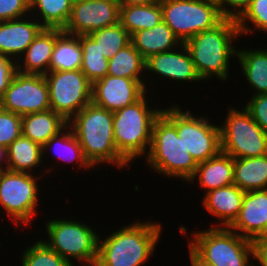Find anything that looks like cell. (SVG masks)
Listing matches in <instances>:
<instances>
[{"instance_id":"1","label":"cell","mask_w":267,"mask_h":266,"mask_svg":"<svg viewBox=\"0 0 267 266\" xmlns=\"http://www.w3.org/2000/svg\"><path fill=\"white\" fill-rule=\"evenodd\" d=\"M159 222L136 220L101 240L96 266H142L153 256L160 240Z\"/></svg>"},{"instance_id":"2","label":"cell","mask_w":267,"mask_h":266,"mask_svg":"<svg viewBox=\"0 0 267 266\" xmlns=\"http://www.w3.org/2000/svg\"><path fill=\"white\" fill-rule=\"evenodd\" d=\"M85 158L93 166L115 165L119 169L129 163L118 153L113 128V112L92 102L78 112L69 122Z\"/></svg>"},{"instance_id":"3","label":"cell","mask_w":267,"mask_h":266,"mask_svg":"<svg viewBox=\"0 0 267 266\" xmlns=\"http://www.w3.org/2000/svg\"><path fill=\"white\" fill-rule=\"evenodd\" d=\"M241 37L237 21L224 19L213 29L200 32L184 42L201 80L221 82L229 79L230 57H237V48L233 45Z\"/></svg>"},{"instance_id":"4","label":"cell","mask_w":267,"mask_h":266,"mask_svg":"<svg viewBox=\"0 0 267 266\" xmlns=\"http://www.w3.org/2000/svg\"><path fill=\"white\" fill-rule=\"evenodd\" d=\"M146 96L113 112L115 146L129 164L148 154L154 122L163 110L151 108Z\"/></svg>"},{"instance_id":"5","label":"cell","mask_w":267,"mask_h":266,"mask_svg":"<svg viewBox=\"0 0 267 266\" xmlns=\"http://www.w3.org/2000/svg\"><path fill=\"white\" fill-rule=\"evenodd\" d=\"M145 160L156 173L188 182L197 163L178 137L176 127L161 113L152 129L151 146Z\"/></svg>"},{"instance_id":"6","label":"cell","mask_w":267,"mask_h":266,"mask_svg":"<svg viewBox=\"0 0 267 266\" xmlns=\"http://www.w3.org/2000/svg\"><path fill=\"white\" fill-rule=\"evenodd\" d=\"M189 249L202 261L212 266H254L251 240L240 236L229 227H212L193 232Z\"/></svg>"},{"instance_id":"7","label":"cell","mask_w":267,"mask_h":266,"mask_svg":"<svg viewBox=\"0 0 267 266\" xmlns=\"http://www.w3.org/2000/svg\"><path fill=\"white\" fill-rule=\"evenodd\" d=\"M44 225L48 241L43 240V242L69 264L75 265L73 259L82 265L96 264L99 235L92 226L79 220L61 218L49 220Z\"/></svg>"},{"instance_id":"8","label":"cell","mask_w":267,"mask_h":266,"mask_svg":"<svg viewBox=\"0 0 267 266\" xmlns=\"http://www.w3.org/2000/svg\"><path fill=\"white\" fill-rule=\"evenodd\" d=\"M162 114L176 127L179 138L195 162L201 163L221 152L220 126L210 122L208 117H196L172 104Z\"/></svg>"},{"instance_id":"9","label":"cell","mask_w":267,"mask_h":266,"mask_svg":"<svg viewBox=\"0 0 267 266\" xmlns=\"http://www.w3.org/2000/svg\"><path fill=\"white\" fill-rule=\"evenodd\" d=\"M160 5L163 21L182 43L225 19L211 0H161Z\"/></svg>"},{"instance_id":"10","label":"cell","mask_w":267,"mask_h":266,"mask_svg":"<svg viewBox=\"0 0 267 266\" xmlns=\"http://www.w3.org/2000/svg\"><path fill=\"white\" fill-rule=\"evenodd\" d=\"M240 110L229 106L227 117L219 125L221 152L234 159L267 155V133L255 123L245 107Z\"/></svg>"},{"instance_id":"11","label":"cell","mask_w":267,"mask_h":266,"mask_svg":"<svg viewBox=\"0 0 267 266\" xmlns=\"http://www.w3.org/2000/svg\"><path fill=\"white\" fill-rule=\"evenodd\" d=\"M41 177L27 172H0V206L14 225L28 226L36 217Z\"/></svg>"},{"instance_id":"12","label":"cell","mask_w":267,"mask_h":266,"mask_svg":"<svg viewBox=\"0 0 267 266\" xmlns=\"http://www.w3.org/2000/svg\"><path fill=\"white\" fill-rule=\"evenodd\" d=\"M44 77L49 87L51 109L67 122L91 103L92 83L81 69L49 71Z\"/></svg>"},{"instance_id":"13","label":"cell","mask_w":267,"mask_h":266,"mask_svg":"<svg viewBox=\"0 0 267 266\" xmlns=\"http://www.w3.org/2000/svg\"><path fill=\"white\" fill-rule=\"evenodd\" d=\"M0 108L20 116L51 109L49 87L44 75L17 71L0 99Z\"/></svg>"},{"instance_id":"14","label":"cell","mask_w":267,"mask_h":266,"mask_svg":"<svg viewBox=\"0 0 267 266\" xmlns=\"http://www.w3.org/2000/svg\"><path fill=\"white\" fill-rule=\"evenodd\" d=\"M120 5L117 0H89L72 5L70 18L63 32L87 35L92 31L119 23Z\"/></svg>"},{"instance_id":"15","label":"cell","mask_w":267,"mask_h":266,"mask_svg":"<svg viewBox=\"0 0 267 266\" xmlns=\"http://www.w3.org/2000/svg\"><path fill=\"white\" fill-rule=\"evenodd\" d=\"M147 90L139 80L106 75L92 84L91 102L115 112L138 101Z\"/></svg>"},{"instance_id":"16","label":"cell","mask_w":267,"mask_h":266,"mask_svg":"<svg viewBox=\"0 0 267 266\" xmlns=\"http://www.w3.org/2000/svg\"><path fill=\"white\" fill-rule=\"evenodd\" d=\"M178 49L151 55L146 59V74L153 72V75L180 83L202 81L184 43Z\"/></svg>"},{"instance_id":"17","label":"cell","mask_w":267,"mask_h":266,"mask_svg":"<svg viewBox=\"0 0 267 266\" xmlns=\"http://www.w3.org/2000/svg\"><path fill=\"white\" fill-rule=\"evenodd\" d=\"M229 228L251 241L267 236V189L245 192L239 215Z\"/></svg>"},{"instance_id":"18","label":"cell","mask_w":267,"mask_h":266,"mask_svg":"<svg viewBox=\"0 0 267 266\" xmlns=\"http://www.w3.org/2000/svg\"><path fill=\"white\" fill-rule=\"evenodd\" d=\"M29 17L0 22L1 55L18 60L44 28L36 18Z\"/></svg>"},{"instance_id":"19","label":"cell","mask_w":267,"mask_h":266,"mask_svg":"<svg viewBox=\"0 0 267 266\" xmlns=\"http://www.w3.org/2000/svg\"><path fill=\"white\" fill-rule=\"evenodd\" d=\"M62 32V29L43 28L26 51L16 60L17 71L24 74L46 75L49 72L56 38Z\"/></svg>"},{"instance_id":"20","label":"cell","mask_w":267,"mask_h":266,"mask_svg":"<svg viewBox=\"0 0 267 266\" xmlns=\"http://www.w3.org/2000/svg\"><path fill=\"white\" fill-rule=\"evenodd\" d=\"M244 196L245 192L232 184L204 194L201 205L221 221L213 223L214 227H229L239 215Z\"/></svg>"},{"instance_id":"21","label":"cell","mask_w":267,"mask_h":266,"mask_svg":"<svg viewBox=\"0 0 267 266\" xmlns=\"http://www.w3.org/2000/svg\"><path fill=\"white\" fill-rule=\"evenodd\" d=\"M234 158L223 152L204 162L198 163L194 175L189 183L199 181L201 188L205 189L204 194L211 190L226 187L234 184Z\"/></svg>"},{"instance_id":"22","label":"cell","mask_w":267,"mask_h":266,"mask_svg":"<svg viewBox=\"0 0 267 266\" xmlns=\"http://www.w3.org/2000/svg\"><path fill=\"white\" fill-rule=\"evenodd\" d=\"M131 43L145 59L178 49L183 44L163 20L153 28L132 34Z\"/></svg>"},{"instance_id":"23","label":"cell","mask_w":267,"mask_h":266,"mask_svg":"<svg viewBox=\"0 0 267 266\" xmlns=\"http://www.w3.org/2000/svg\"><path fill=\"white\" fill-rule=\"evenodd\" d=\"M67 126L68 122L52 109L22 116V135L42 147Z\"/></svg>"},{"instance_id":"24","label":"cell","mask_w":267,"mask_h":266,"mask_svg":"<svg viewBox=\"0 0 267 266\" xmlns=\"http://www.w3.org/2000/svg\"><path fill=\"white\" fill-rule=\"evenodd\" d=\"M237 61L241 66L252 95L267 94V48L237 50ZM256 91V92H255Z\"/></svg>"},{"instance_id":"25","label":"cell","mask_w":267,"mask_h":266,"mask_svg":"<svg viewBox=\"0 0 267 266\" xmlns=\"http://www.w3.org/2000/svg\"><path fill=\"white\" fill-rule=\"evenodd\" d=\"M7 170L33 173L43 162L42 146L21 135L6 148Z\"/></svg>"},{"instance_id":"26","label":"cell","mask_w":267,"mask_h":266,"mask_svg":"<svg viewBox=\"0 0 267 266\" xmlns=\"http://www.w3.org/2000/svg\"><path fill=\"white\" fill-rule=\"evenodd\" d=\"M233 177L244 192L267 189V155L234 159Z\"/></svg>"},{"instance_id":"27","label":"cell","mask_w":267,"mask_h":266,"mask_svg":"<svg viewBox=\"0 0 267 266\" xmlns=\"http://www.w3.org/2000/svg\"><path fill=\"white\" fill-rule=\"evenodd\" d=\"M66 130V131H65ZM43 157L46 156V152L53 151L54 155L58 156L61 161L70 163L74 162L78 164V167L85 168L84 170L94 168L89 161L85 158L83 149L78 142L72 129L67 126L58 135L51 137L48 142L42 147ZM76 161V162H75Z\"/></svg>"},{"instance_id":"28","label":"cell","mask_w":267,"mask_h":266,"mask_svg":"<svg viewBox=\"0 0 267 266\" xmlns=\"http://www.w3.org/2000/svg\"><path fill=\"white\" fill-rule=\"evenodd\" d=\"M82 67L80 35L62 32L55 42L49 71L78 70Z\"/></svg>"},{"instance_id":"29","label":"cell","mask_w":267,"mask_h":266,"mask_svg":"<svg viewBox=\"0 0 267 266\" xmlns=\"http://www.w3.org/2000/svg\"><path fill=\"white\" fill-rule=\"evenodd\" d=\"M162 20V8L160 2L120 6L119 23L130 35L137 31L153 28Z\"/></svg>"},{"instance_id":"30","label":"cell","mask_w":267,"mask_h":266,"mask_svg":"<svg viewBox=\"0 0 267 266\" xmlns=\"http://www.w3.org/2000/svg\"><path fill=\"white\" fill-rule=\"evenodd\" d=\"M144 72H146V59L132 43L122 48L114 57L108 60L107 75L139 80L146 84L147 81L141 77L145 75Z\"/></svg>"},{"instance_id":"31","label":"cell","mask_w":267,"mask_h":266,"mask_svg":"<svg viewBox=\"0 0 267 266\" xmlns=\"http://www.w3.org/2000/svg\"><path fill=\"white\" fill-rule=\"evenodd\" d=\"M72 5L71 0H30V15L34 17L37 14L34 18L37 17L44 28L63 30L70 18Z\"/></svg>"},{"instance_id":"32","label":"cell","mask_w":267,"mask_h":266,"mask_svg":"<svg viewBox=\"0 0 267 266\" xmlns=\"http://www.w3.org/2000/svg\"><path fill=\"white\" fill-rule=\"evenodd\" d=\"M80 43L82 47L81 71L93 84L108 74V59L101 54L98 44L88 35H80Z\"/></svg>"},{"instance_id":"33","label":"cell","mask_w":267,"mask_h":266,"mask_svg":"<svg viewBox=\"0 0 267 266\" xmlns=\"http://www.w3.org/2000/svg\"><path fill=\"white\" fill-rule=\"evenodd\" d=\"M87 35L98 44L101 54L108 60L131 43V35L120 23L92 31Z\"/></svg>"},{"instance_id":"34","label":"cell","mask_w":267,"mask_h":266,"mask_svg":"<svg viewBox=\"0 0 267 266\" xmlns=\"http://www.w3.org/2000/svg\"><path fill=\"white\" fill-rule=\"evenodd\" d=\"M21 257L22 266H72L43 240L27 247Z\"/></svg>"},{"instance_id":"35","label":"cell","mask_w":267,"mask_h":266,"mask_svg":"<svg viewBox=\"0 0 267 266\" xmlns=\"http://www.w3.org/2000/svg\"><path fill=\"white\" fill-rule=\"evenodd\" d=\"M253 24L252 27L247 24ZM240 35H250L257 29L267 33V0H251L249 7L237 20Z\"/></svg>"},{"instance_id":"36","label":"cell","mask_w":267,"mask_h":266,"mask_svg":"<svg viewBox=\"0 0 267 266\" xmlns=\"http://www.w3.org/2000/svg\"><path fill=\"white\" fill-rule=\"evenodd\" d=\"M22 116L0 108V145L7 148L22 135Z\"/></svg>"},{"instance_id":"37","label":"cell","mask_w":267,"mask_h":266,"mask_svg":"<svg viewBox=\"0 0 267 266\" xmlns=\"http://www.w3.org/2000/svg\"><path fill=\"white\" fill-rule=\"evenodd\" d=\"M30 0H0V22L30 16Z\"/></svg>"},{"instance_id":"38","label":"cell","mask_w":267,"mask_h":266,"mask_svg":"<svg viewBox=\"0 0 267 266\" xmlns=\"http://www.w3.org/2000/svg\"><path fill=\"white\" fill-rule=\"evenodd\" d=\"M244 106L255 123L267 133V94L252 95Z\"/></svg>"},{"instance_id":"39","label":"cell","mask_w":267,"mask_h":266,"mask_svg":"<svg viewBox=\"0 0 267 266\" xmlns=\"http://www.w3.org/2000/svg\"><path fill=\"white\" fill-rule=\"evenodd\" d=\"M250 2L251 0H219L217 5L225 19H233L237 21L247 10Z\"/></svg>"},{"instance_id":"40","label":"cell","mask_w":267,"mask_h":266,"mask_svg":"<svg viewBox=\"0 0 267 266\" xmlns=\"http://www.w3.org/2000/svg\"><path fill=\"white\" fill-rule=\"evenodd\" d=\"M17 72L16 61L0 54V99L9 88L11 80Z\"/></svg>"},{"instance_id":"41","label":"cell","mask_w":267,"mask_h":266,"mask_svg":"<svg viewBox=\"0 0 267 266\" xmlns=\"http://www.w3.org/2000/svg\"><path fill=\"white\" fill-rule=\"evenodd\" d=\"M251 242L255 261L257 260L260 266H267V236L255 238Z\"/></svg>"},{"instance_id":"42","label":"cell","mask_w":267,"mask_h":266,"mask_svg":"<svg viewBox=\"0 0 267 266\" xmlns=\"http://www.w3.org/2000/svg\"><path fill=\"white\" fill-rule=\"evenodd\" d=\"M120 6L153 4L161 0H117Z\"/></svg>"},{"instance_id":"43","label":"cell","mask_w":267,"mask_h":266,"mask_svg":"<svg viewBox=\"0 0 267 266\" xmlns=\"http://www.w3.org/2000/svg\"><path fill=\"white\" fill-rule=\"evenodd\" d=\"M7 170L6 148L0 145V172Z\"/></svg>"},{"instance_id":"44","label":"cell","mask_w":267,"mask_h":266,"mask_svg":"<svg viewBox=\"0 0 267 266\" xmlns=\"http://www.w3.org/2000/svg\"><path fill=\"white\" fill-rule=\"evenodd\" d=\"M189 257L191 266H212L205 262H202L190 249H189Z\"/></svg>"},{"instance_id":"45","label":"cell","mask_w":267,"mask_h":266,"mask_svg":"<svg viewBox=\"0 0 267 266\" xmlns=\"http://www.w3.org/2000/svg\"><path fill=\"white\" fill-rule=\"evenodd\" d=\"M73 4L80 3V2H86L89 0H71Z\"/></svg>"},{"instance_id":"46","label":"cell","mask_w":267,"mask_h":266,"mask_svg":"<svg viewBox=\"0 0 267 266\" xmlns=\"http://www.w3.org/2000/svg\"><path fill=\"white\" fill-rule=\"evenodd\" d=\"M72 266H75V265H72ZM82 266V265H81ZM83 266H96L95 264H93V265H83Z\"/></svg>"}]
</instances>
